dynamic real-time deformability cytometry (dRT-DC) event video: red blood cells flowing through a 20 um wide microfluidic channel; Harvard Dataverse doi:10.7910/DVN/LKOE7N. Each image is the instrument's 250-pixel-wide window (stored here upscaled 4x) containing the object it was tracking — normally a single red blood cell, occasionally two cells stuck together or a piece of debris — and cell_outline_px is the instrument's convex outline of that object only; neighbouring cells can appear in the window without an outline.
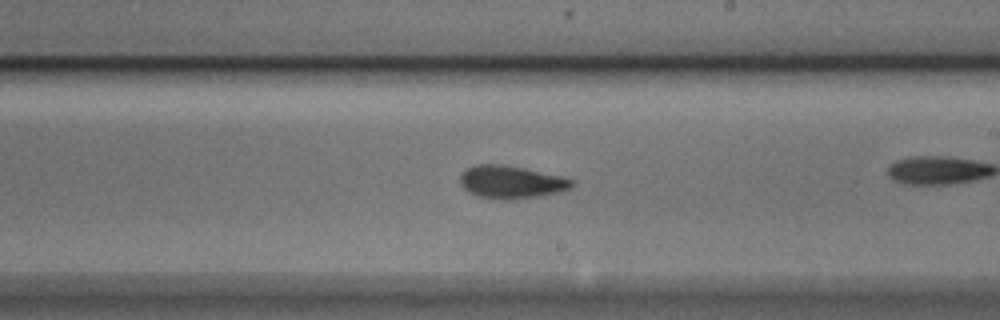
{"species": "Egyptian fruit bat (a non-hibernating species)", "species_latin": "Rousettus aegyptiacus", "temperature_condition": "cold", "stored_images_in_passage": 43, "camera_frame_rate_fps": 3000, "um_per_image_px": 0.085, "animal": {"sex": "male"}, "frame": {"image": 1, "passage_image": 31, "time_ms": 10.0, "image_size_px": [1000, 320], "cell_outline_px": [[576, 184], [572, 188], [560, 192], [540, 196], [512, 200], [500, 200], [476, 196], [468, 192], [460, 184], [460, 176], [468, 168], [476, 164], [504, 164], [564, 176], [576, 180]], "centroid_in_image_um": [43.51, 15.48], "position_along_channel_um": 245.5, "area_um2": 21.85}}
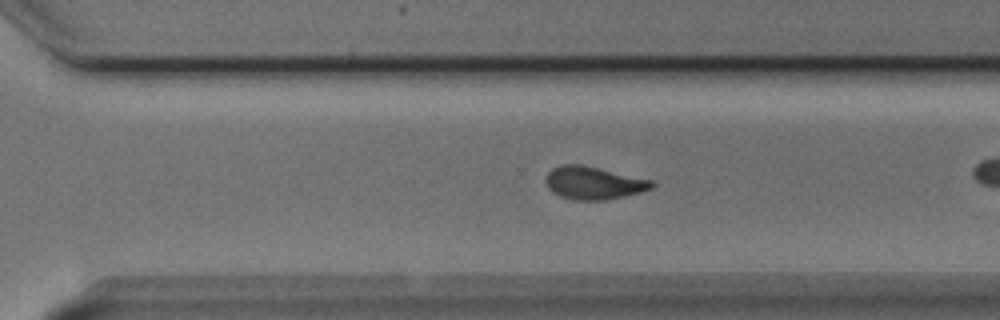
{"frame": {"image": 2, "passage_image": 37, "time_ms": 12.0, "image_size_px": [1000, 320], "cell_outline_px": [[656, 184], [652, 188], [640, 192], [624, 196], [604, 200], [576, 200], [560, 196], [552, 192], [548, 188], [544, 180], [548, 172], [552, 168], [560, 164], [580, 164], [652, 180]], "centroid_in_image_um": [50.42, 15.55], "position_along_channel_um": 320.2, "area_um2": 20.23}}